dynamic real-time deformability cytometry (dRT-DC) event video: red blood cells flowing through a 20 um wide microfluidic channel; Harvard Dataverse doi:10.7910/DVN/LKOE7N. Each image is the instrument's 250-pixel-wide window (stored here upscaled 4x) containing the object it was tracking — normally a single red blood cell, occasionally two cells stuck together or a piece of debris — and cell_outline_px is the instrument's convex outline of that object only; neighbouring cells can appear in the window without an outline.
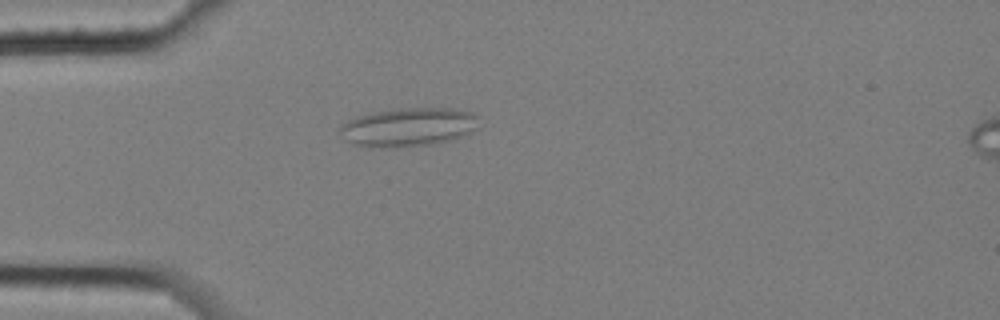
{"species": "common noctule bat (a hibernating species)", "species_latin": "Nyctalus noctula", "temperature_condition": "cold", "stored_images_in_passage": 4, "camera_frame_rate_fps": 3000, "um_per_image_px": 0.085, "animal": {"sex": "female", "body_mass_g": 25.1}, "frame": {"image": 1, "passage_image": 4, "time_ms": 1.0, "image_size_px": [1000, 320], "cell_outline_px": [[480, 128], [472, 132], [452, 140], [432, 144], [396, 148], [356, 144], [344, 140], [340, 132], [340, 124], [356, 116], [372, 112], [400, 108], [452, 108], [472, 112], [476, 116]], "centroid_in_image_um": [34.74, 10.79], "position_along_channel_um": 50.3, "area_um2": 31.5}}